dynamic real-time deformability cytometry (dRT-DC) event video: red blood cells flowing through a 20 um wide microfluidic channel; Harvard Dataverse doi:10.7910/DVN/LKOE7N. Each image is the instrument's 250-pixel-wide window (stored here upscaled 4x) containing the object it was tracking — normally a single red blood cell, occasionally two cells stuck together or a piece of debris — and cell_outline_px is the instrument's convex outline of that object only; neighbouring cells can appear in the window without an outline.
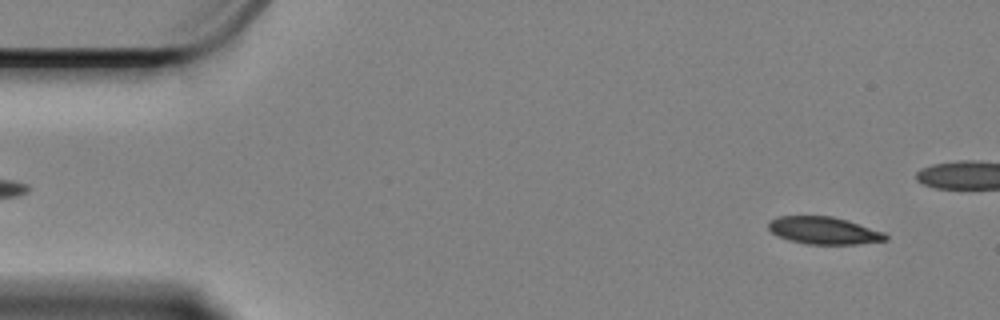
{"species": "Egyptian fruit bat (a non-hibernating species)", "species_latin": "Rousettus aegyptiacus", "temperature_condition": "cold", "stored_images_in_passage": 55, "camera_frame_rate_fps": 3000, "um_per_image_px": 0.085, "animal": {"sex": "female"}, "frame": {"image": 1, "passage_image": 4, "time_ms": 1.0, "image_size_px": [1000, 320], "cell_outline_px": [[888, 240], [860, 244], [804, 244], [788, 240], [776, 236], [768, 228], [768, 224], [772, 220], [780, 216], [832, 216], [848, 220], [884, 232], [888, 236]], "centroid_in_image_um": [70.04, 19.6], "position_along_channel_um": 15.0, "area_um2": 18.79}}
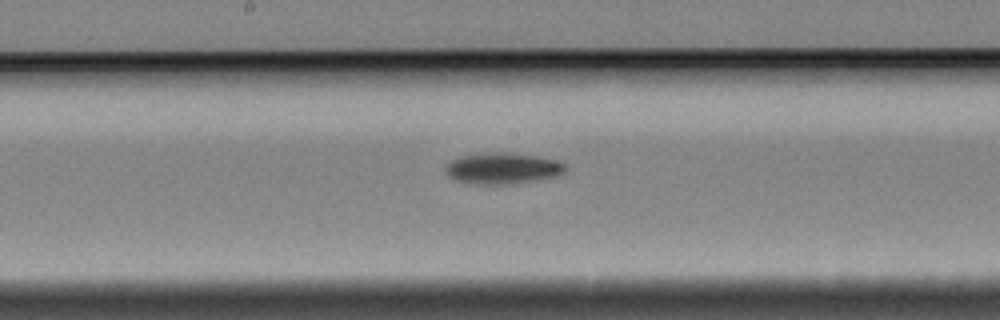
{"frame": {"image": 2, "passage_image": 26, "time_ms": 8.333, "image_size_px": [1000, 320], "cell_outline_px": [[568, 168], [564, 172], [556, 176], [536, 180], [512, 184], [480, 184], [456, 180], [448, 176], [444, 172], [444, 168], [452, 160], [460, 156], [484, 152], [500, 152], [540, 156], [556, 160], [568, 164]], "centroid_in_image_um": [42.75, 14.3], "position_along_channel_um": 205.5, "area_um2": 21.96}}
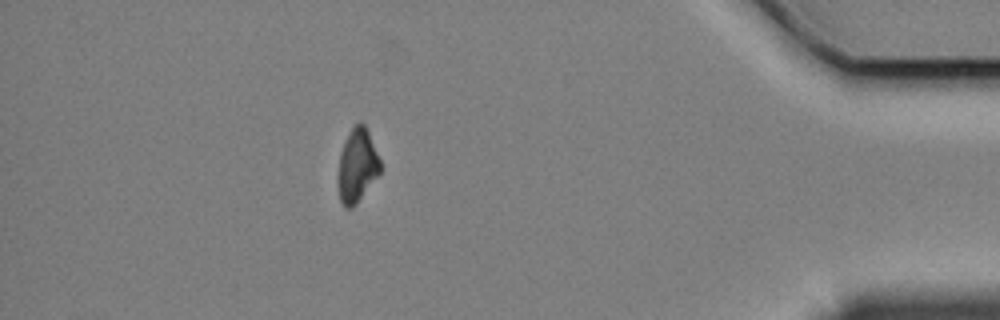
{"frame": {"image": 3, "passage_image": 48, "time_ms": 15.667, "image_size_px": [1000, 320], "cell_outline_px": [[380, 172], [356, 204], [352, 208], [344, 208], [340, 200], [336, 180], [336, 176], [340, 152], [348, 132], [360, 120], [364, 124], [368, 132], [380, 160]], "centroid_in_image_um": [30.31, 14.09], "position_along_channel_um": 404.9, "area_um2": 18.21}, "authors_computed_cell_mechanics": {"area_um2": 19.652, "velocity_mm_per_s": 3.3724, "shape_relaxation_time_tau1_ms": 2.976, "shape_relaxation_time_tau2_ms": null, "deformation_change_tau1": 0.1163, "deformation_change_tau2": null}}